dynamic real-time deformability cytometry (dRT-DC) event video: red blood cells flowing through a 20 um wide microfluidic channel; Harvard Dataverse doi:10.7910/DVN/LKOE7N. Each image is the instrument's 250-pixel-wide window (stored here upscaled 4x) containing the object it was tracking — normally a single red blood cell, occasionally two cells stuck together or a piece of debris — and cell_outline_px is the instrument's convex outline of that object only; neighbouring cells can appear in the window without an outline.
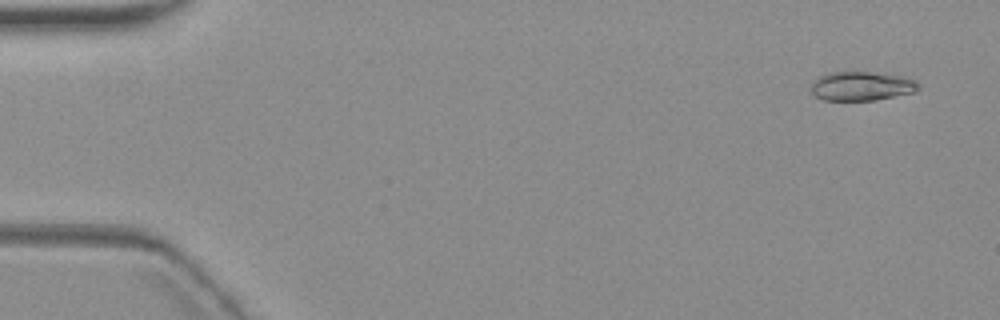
{"species": "common noctule bat (a hibernating species)", "species_latin": "Nyctalus noctula", "temperature_condition": "warm", "stored_images_in_passage": 6, "camera_frame_rate_fps": 3000, "um_per_image_px": 0.085, "animal": {"sex": "female", "body_mass_g": 19.3, "forearm_length_mm": 54.1}, "frame": {"image": 1, "passage_image": 1, "time_ms": 0.0, "image_size_px": [1000, 320], "cell_outline_px": [[920, 88], [916, 92], [876, 100], [824, 100], [816, 96], [812, 92], [812, 80], [828, 72], [868, 72], [900, 76], [916, 80], [920, 84]], "centroid_in_image_um": [73.26, 7.32], "position_along_channel_um": 11.7, "area_um2": 18.21}}
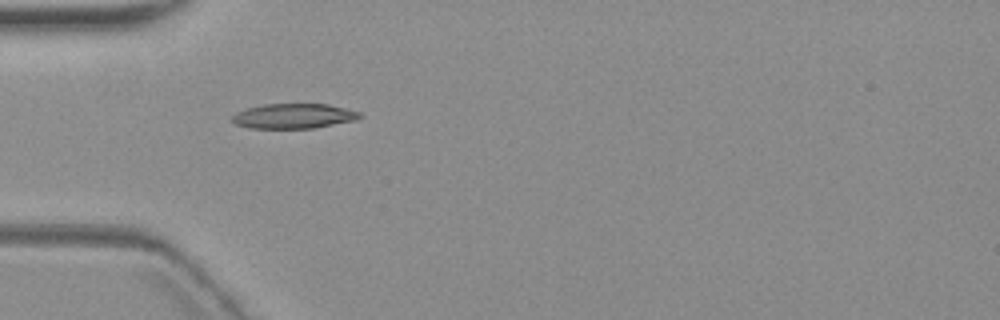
{"frame": {"image": 2, "passage_image": 5, "time_ms": 5.0, "image_size_px": [1000, 320], "cell_outline_px": [[364, 116], [356, 120], [316, 128], [252, 128], [236, 124], [232, 120], [232, 116], [236, 112], [248, 108], [264, 104], [328, 104], [360, 112]], "centroid_in_image_um": [25.0, 9.86], "position_along_channel_um": 60.0, "area_um2": 18.5}}
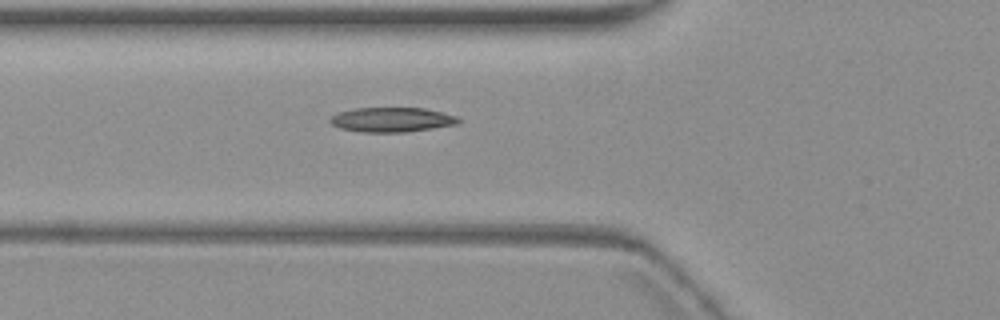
{"frame": {"image": 3, "passage_image": 6, "time_ms": 6.0, "image_size_px": [1000, 320], "cell_outline_px": [[460, 120], [456, 124], [432, 128], [404, 132], [360, 132], [340, 128], [332, 124], [328, 120], [332, 116], [340, 112], [352, 108], [424, 108], [456, 116]], "centroid_in_image_um": [33.26, 10.17], "position_along_channel_um": 92.5, "area_um2": 18.21}}